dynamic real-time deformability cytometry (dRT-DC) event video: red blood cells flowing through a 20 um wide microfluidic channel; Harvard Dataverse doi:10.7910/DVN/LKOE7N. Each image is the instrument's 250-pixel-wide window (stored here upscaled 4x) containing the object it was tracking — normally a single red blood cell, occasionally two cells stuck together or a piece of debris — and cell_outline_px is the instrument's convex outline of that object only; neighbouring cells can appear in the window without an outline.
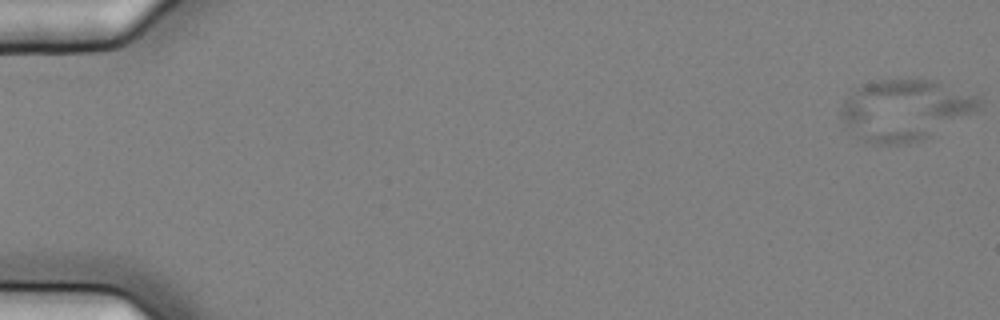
{"species": "common noctule bat (a hibernating species)", "species_latin": "Nyctalus noctula", "temperature_condition": "cold", "stored_images_in_passage": 5, "camera_frame_rate_fps": 3000, "um_per_image_px": 0.085, "animal": {"sex": "female", "body_mass_g": 25.1}, "frame": {"image": 1, "passage_image": 1, "time_ms": 0.0, "image_size_px": [1000, 320], "cell_outline_px": [[984, 104], [976, 112], [924, 140], [908, 144], [864, 144], [848, 132], [840, 116], [840, 108], [844, 100], [860, 84], [876, 80], [932, 80], [980, 96]], "centroid_in_image_um": [76.9, 9.38], "position_along_channel_um": 8.1, "area_um2": 50.0}}
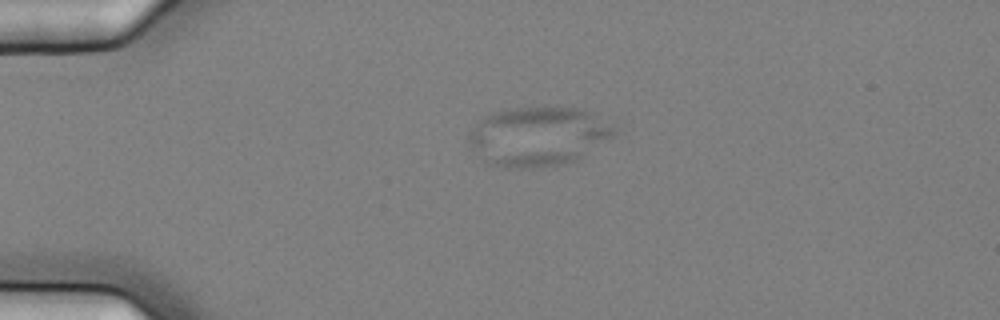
{"frame": {"image": 2, "passage_image": 4, "time_ms": 1.0, "image_size_px": [1000, 320], "cell_outline_px": [[616, 136], [580, 160], [552, 168], [504, 168], [492, 164], [484, 160], [468, 140], [468, 132], [476, 120], [492, 112], [508, 108], [540, 104], [556, 104], [576, 108], [592, 112], [616, 124]], "centroid_in_image_um": [45.83, 11.55], "position_along_channel_um": 39.2, "area_um2": 52.6}}